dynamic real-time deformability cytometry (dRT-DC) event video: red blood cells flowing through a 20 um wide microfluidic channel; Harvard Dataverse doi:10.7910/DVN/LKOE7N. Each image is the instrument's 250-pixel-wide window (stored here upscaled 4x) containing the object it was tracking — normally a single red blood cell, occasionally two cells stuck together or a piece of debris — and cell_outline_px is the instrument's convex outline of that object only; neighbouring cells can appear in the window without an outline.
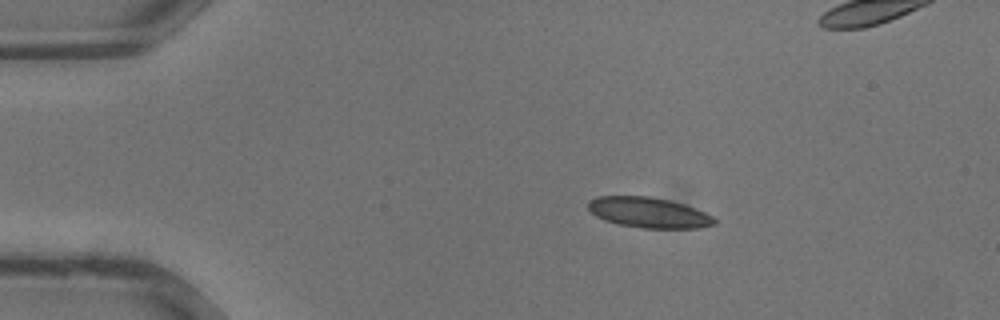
{"species": "common noctule bat (a hibernating species)", "species_latin": "Nyctalus noctula", "temperature_condition": "warm", "stored_images_in_passage": 31, "camera_frame_rate_fps": 3000, "um_per_image_px": 0.085, "animal": {"sex": "male", "body_mass_g": 13.3}, "frame": {"image": 1, "passage_image": 1, "time_ms": 0.0, "image_size_px": [1000, 320], "cell_outline_px": [[716, 224], [700, 228], [640, 228], [620, 224], [604, 220], [596, 216], [588, 208], [588, 200], [596, 196], [648, 196], [668, 200], [684, 204], [696, 208], [712, 216], [716, 220]], "centroid_in_image_um": [55.14, 18.06], "position_along_channel_um": 29.9, "area_um2": 22.43}}
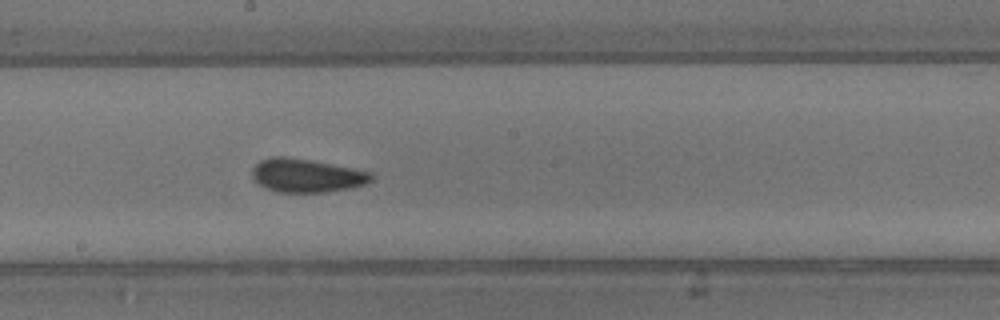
{"frame": {"image": 2, "passage_image": 14, "time_ms": 4.333, "image_size_px": [1000, 320], "cell_outline_px": [[372, 180], [364, 184], [348, 188], [324, 192], [276, 192], [264, 188], [252, 176], [252, 168], [260, 160], [272, 156], [284, 156], [308, 160], [352, 168], [372, 172]], "centroid_in_image_um": [26.02, 14.92], "position_along_channel_um": 222.2, "area_um2": 23.0}}
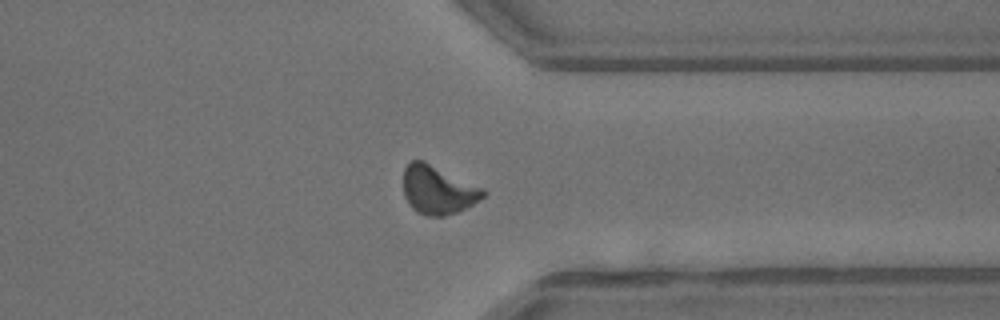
{"frame": {"image": 3, "passage_image": 22, "time_ms": 7.0, "image_size_px": [1000, 320], "cell_outline_px": [[488, 192], [480, 200], [456, 212], [444, 216], [428, 216], [416, 212], [408, 204], [404, 196], [404, 168], [412, 160], [424, 160], [484, 188]], "centroid_in_image_um": [37.22, 16.14], "position_along_channel_um": 374.2, "area_um2": 22.66}}